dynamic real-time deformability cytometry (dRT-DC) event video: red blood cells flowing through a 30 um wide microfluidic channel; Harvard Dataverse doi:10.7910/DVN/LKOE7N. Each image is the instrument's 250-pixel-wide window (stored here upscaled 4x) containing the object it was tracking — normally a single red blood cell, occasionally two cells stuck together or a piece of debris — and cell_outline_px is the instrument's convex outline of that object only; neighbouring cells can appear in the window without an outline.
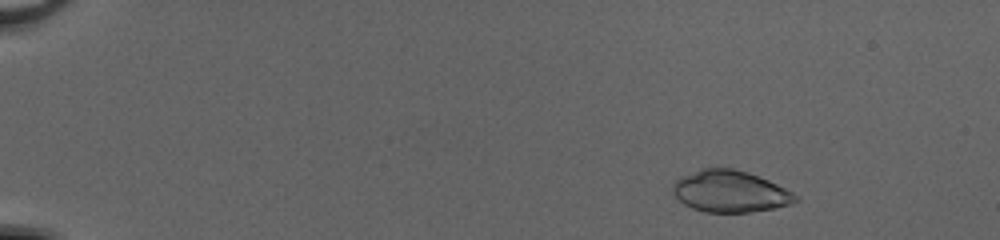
{"species": "common noctule bat (a hibernating species)", "species_latin": "Nyctalus noctula", "temperature_condition": "cold", "stored_images_in_passage": 50, "camera_frame_rate_fps": 3000, "um_per_image_px": 0.085, "animal": {"sex": "female", "body_mass_g": 20.0, "forearm_length_mm": 54.0}, "frame": {"image": 1, "passage_image": 6, "time_ms": 1.667, "image_size_px": [1000, 240], "cell_outline_px": [[800, 200], [792, 204], [776, 208], [748, 212], [704, 212], [692, 208], [684, 204], [672, 192], [672, 184], [680, 176], [704, 168], [732, 168], [748, 172], [768, 180], [800, 196]], "centroid_in_image_um": [62.07, 16.27], "position_along_channel_um": 22.9, "area_um2": 29.88}}
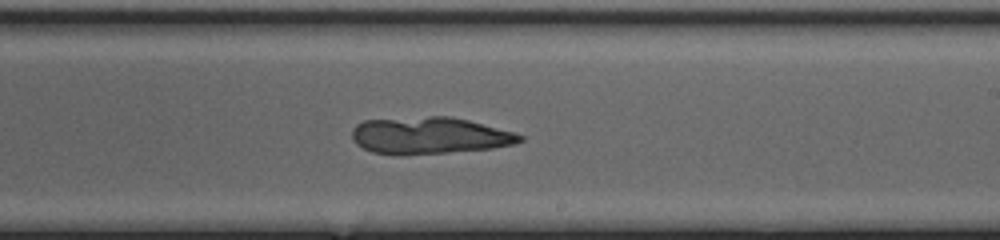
{"frame": {"image": 2, "passage_image": 32, "time_ms": 10.333, "image_size_px": [1000, 240], "cell_outline_px": [[524, 140], [516, 144], [492, 148], [448, 152], [400, 156], [372, 152], [356, 144], [352, 140], [352, 128], [356, 124], [364, 120], [428, 116], [448, 116], [468, 120], [516, 132], [524, 136]], "centroid_in_image_um": [36.5, 11.53], "position_along_channel_um": 252.5, "area_um2": 36.47}}
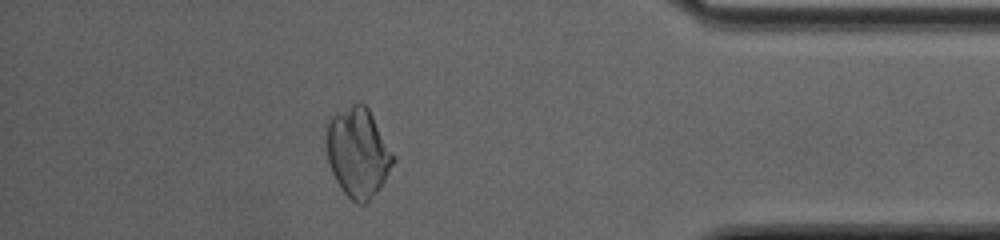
{"frame": {"image": 3, "passage_image": 45, "time_ms": 14.667, "image_size_px": [1000, 240], "cell_outline_px": [[396, 160], [384, 180], [372, 196], [364, 204], [356, 204], [344, 192], [336, 180], [332, 172], [328, 160], [324, 144], [324, 124], [332, 116], [352, 104], [360, 100], [368, 108], [396, 156]], "centroid_in_image_um": [30.39, 12.92], "position_along_channel_um": 404.8, "area_um2": 35.14}}